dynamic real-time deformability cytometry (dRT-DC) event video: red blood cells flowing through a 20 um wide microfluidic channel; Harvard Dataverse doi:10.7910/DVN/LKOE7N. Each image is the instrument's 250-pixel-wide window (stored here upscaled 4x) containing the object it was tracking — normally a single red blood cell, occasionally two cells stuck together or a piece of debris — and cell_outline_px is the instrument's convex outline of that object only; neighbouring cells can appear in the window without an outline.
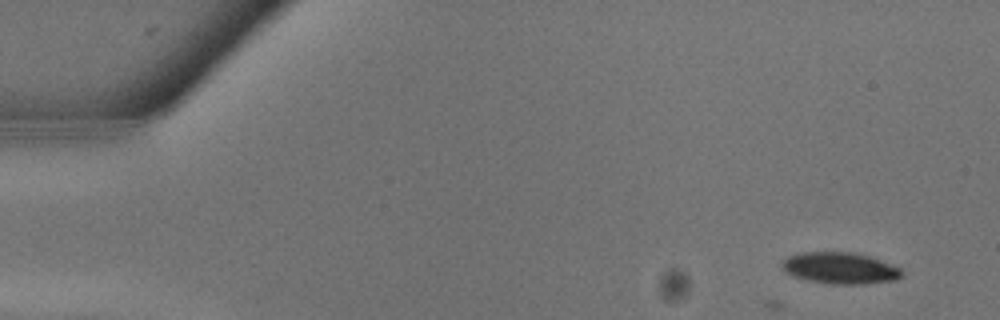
{"species": "common noctule bat (a hibernating species)", "species_latin": "Nyctalus noctula", "temperature_condition": "warm", "stored_images_in_passage": 5, "camera_frame_rate_fps": 3000, "um_per_image_px": 0.085, "animal": {"sex": "male", "body_mass_g": 13.3}, "frame": {"image": 1, "passage_image": 2, "time_ms": 0.333, "image_size_px": [1000, 320], "cell_outline_px": [[900, 276], [892, 280], [864, 284], [828, 284], [808, 280], [796, 276], [788, 272], [780, 264], [788, 256], [804, 252], [852, 252], [868, 256], [900, 268]], "centroid_in_image_um": [71.37, 22.79], "position_along_channel_um": 13.6, "area_um2": 21.44}}